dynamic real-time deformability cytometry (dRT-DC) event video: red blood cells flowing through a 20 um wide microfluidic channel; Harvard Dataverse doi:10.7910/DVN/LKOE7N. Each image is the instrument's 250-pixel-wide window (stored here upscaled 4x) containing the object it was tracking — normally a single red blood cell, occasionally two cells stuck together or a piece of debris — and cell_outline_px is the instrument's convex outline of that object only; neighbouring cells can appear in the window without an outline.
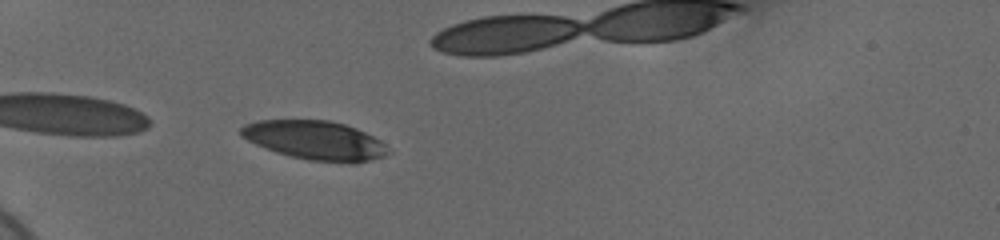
{"species": "human", "species_latin": "Homo sapiens", "temperature_condition": "cold", "stored_images_in_passage": 36, "camera_frame_rate_fps": 3000, "um_per_image_px": 0.085, "donor": {"sex": "female"}, "frame": {"image": 1, "passage_image": 2, "time_ms": 0.333, "image_size_px": [1000, 240], "cell_outline_px": [[392, 152], [384, 156], [372, 160], [356, 164], [348, 164], [308, 160], [276, 152], [264, 148], [240, 136], [240, 128], [244, 124], [260, 120], [328, 120], [344, 124], [356, 128], [380, 140]], "centroid_in_image_um": [26.81, 11.94], "position_along_channel_um": 58.2, "area_um2": 33.7}}
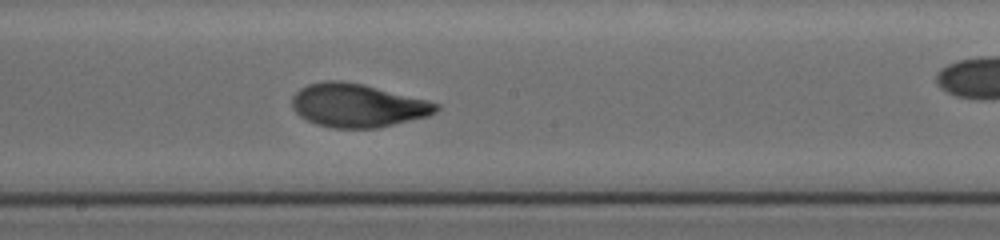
{"frame": {"image": 2, "passage_image": 17, "time_ms": 5.333, "image_size_px": [1000, 240], "cell_outline_px": [[440, 108], [436, 112], [428, 116], [376, 128], [332, 128], [316, 124], [300, 116], [292, 108], [292, 96], [300, 88], [308, 84], [324, 80], [340, 80], [364, 84], [428, 100], [440, 104]], "centroid_in_image_um": [30.39, 8.95], "position_along_channel_um": 217.8, "area_um2": 36.59}}
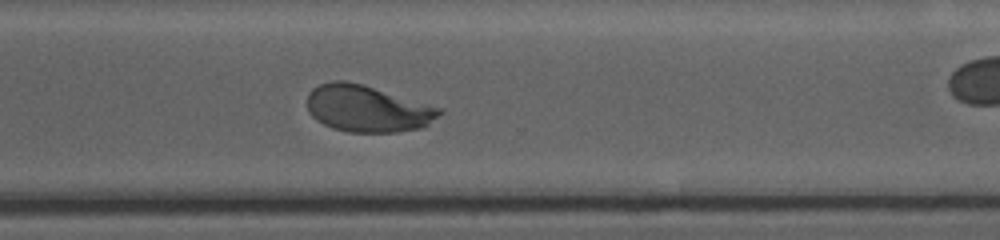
{"frame": {"image": 3, "passage_image": 27, "time_ms": 8.667, "image_size_px": [1000, 240], "cell_outline_px": [[444, 112], [428, 124], [420, 128], [396, 132], [348, 132], [332, 128], [316, 120], [312, 116], [308, 108], [308, 92], [312, 88], [320, 84], [332, 80], [344, 80], [360, 84], [444, 108]], "centroid_in_image_um": [31.23, 9.24], "position_along_channel_um": 339.4, "area_um2": 35.89}, "authors_computed_cell_mechanics": {"area_um2": 36.1539, "velocity_mm_per_s": 3.6603, "shape_relaxation_time_tau1_ms": 3.507, "shape_relaxation_time_tau2_ms": null, "deformation_change_tau1": 0.1634, "deformation_change_tau2": null}}